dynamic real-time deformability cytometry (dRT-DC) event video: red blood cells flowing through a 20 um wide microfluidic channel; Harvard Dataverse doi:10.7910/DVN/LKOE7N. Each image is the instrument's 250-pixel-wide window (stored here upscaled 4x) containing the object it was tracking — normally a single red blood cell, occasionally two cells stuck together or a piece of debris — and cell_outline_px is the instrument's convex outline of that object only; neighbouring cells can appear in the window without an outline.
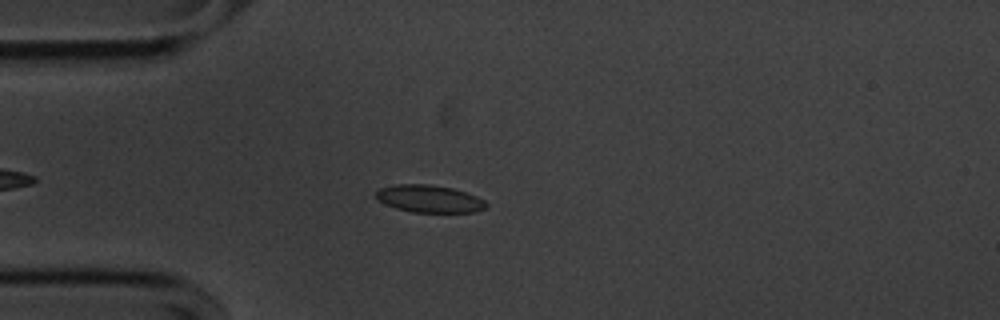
{"species": "common noctule bat (a hibernating species)", "species_latin": "Nyctalus noctula", "temperature_condition": "cold", "stored_images_in_passage": 42, "camera_frame_rate_fps": 3000, "um_per_image_px": 0.085, "animal": {"sex": "male", "body_mass_g": 20.1, "forearm_length_mm": 53.5}, "frame": {"image": 1, "passage_image": 9, "time_ms": 2.667, "image_size_px": [1000, 320], "cell_outline_px": [[488, 204], [484, 208], [476, 212], [412, 212], [396, 208], [376, 200], [376, 192], [380, 188], [392, 184], [428, 184], [452, 188], [476, 196], [484, 200]], "centroid_in_image_um": [36.46, 16.89], "position_along_channel_um": 48.5, "area_um2": 17.57}}
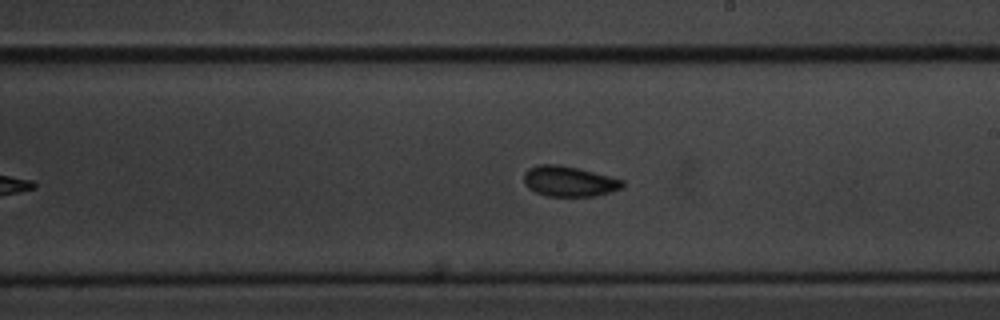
{"frame": {"image": 2, "passage_image": 26, "time_ms": 8.333, "image_size_px": [1000, 320], "cell_outline_px": [[624, 184], [620, 188], [612, 192], [596, 196], [548, 196], [536, 192], [528, 188], [524, 184], [524, 172], [528, 168], [540, 164], [560, 164], [624, 180]], "centroid_in_image_um": [48.34, 15.41], "position_along_channel_um": 240.7, "area_um2": 17.4}}
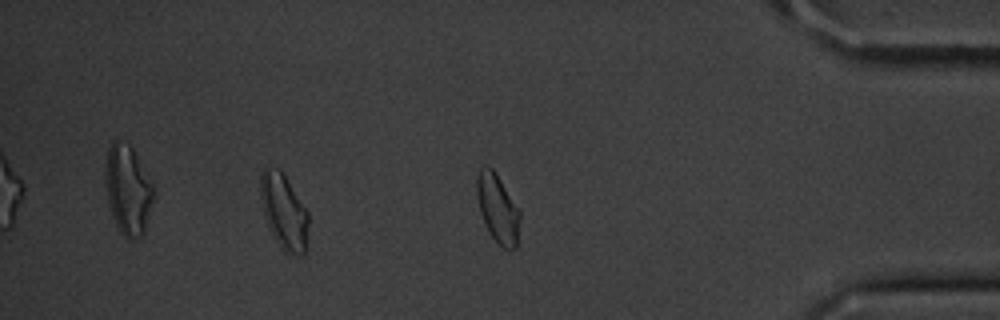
{"frame": {"image": 3, "passage_image": 41, "time_ms": 13.333, "image_size_px": [1000, 320], "cell_outline_px": [[308, 224], [304, 252], [300, 256], [284, 252], [280, 248], [272, 236], [264, 216], [260, 196], [260, 176], [264, 168], [276, 168], [284, 176], [308, 212]], "centroid_in_image_um": [24.1, 18.03], "position_along_channel_um": 411.1, "area_um2": 20.69}, "authors_computed_cell_mechanics": {"area_um2": 17.3978, "velocity_mm_per_s": 3.5824, "shape_relaxation_time_tau1_ms": 2.159, "shape_relaxation_time_tau2_ms": 2.6309, "deformation_change_tau1": 0.0828, "deformation_change_tau2": 0.0805}}